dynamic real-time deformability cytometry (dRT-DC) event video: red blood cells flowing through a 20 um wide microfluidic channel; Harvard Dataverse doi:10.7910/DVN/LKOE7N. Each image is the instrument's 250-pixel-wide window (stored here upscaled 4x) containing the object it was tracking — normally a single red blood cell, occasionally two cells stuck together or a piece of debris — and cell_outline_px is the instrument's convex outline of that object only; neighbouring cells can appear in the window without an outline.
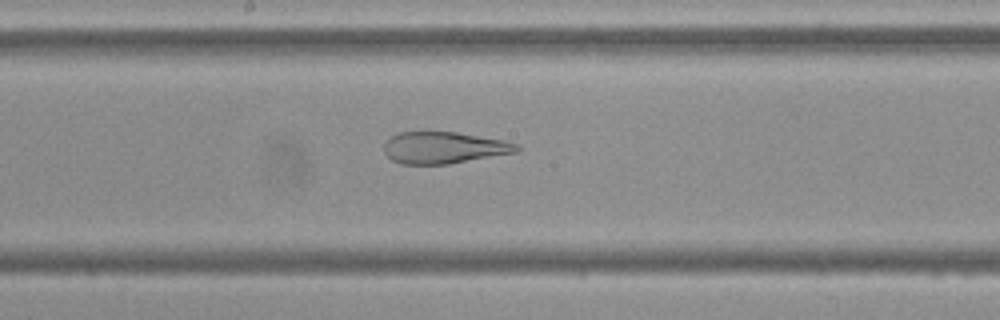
{"species": "Egyptian fruit bat (a non-hibernating species)", "species_latin": "Rousettus aegyptiacus", "temperature_condition": "cold", "stored_images_in_passage": 45, "camera_frame_rate_fps": 3000, "um_per_image_px": 0.085, "frame": {"image": 1, "passage_image": 19, "time_ms": 6.0, "image_size_px": [1000, 320], "cell_outline_px": [[524, 148], [520, 152], [448, 164], [400, 164], [392, 160], [384, 152], [384, 144], [392, 136], [400, 132], [456, 132], [504, 140], [516, 144]], "centroid_in_image_um": [37.79, 12.56], "position_along_channel_um": 210.4, "area_um2": 24.62}}
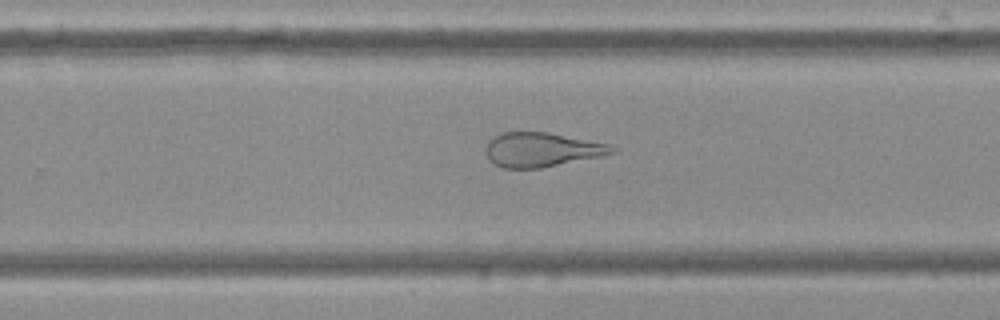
{"frame": {"image": 2, "passage_image": 25, "time_ms": 8.0, "image_size_px": [1000, 320], "cell_outline_px": [[620, 152], [540, 168], [504, 168], [488, 160], [484, 148], [488, 140], [504, 132], [548, 132], [608, 144], [620, 148]], "centroid_in_image_um": [46.06, 12.72], "position_along_channel_um": 283.7, "area_um2": 25.26}}
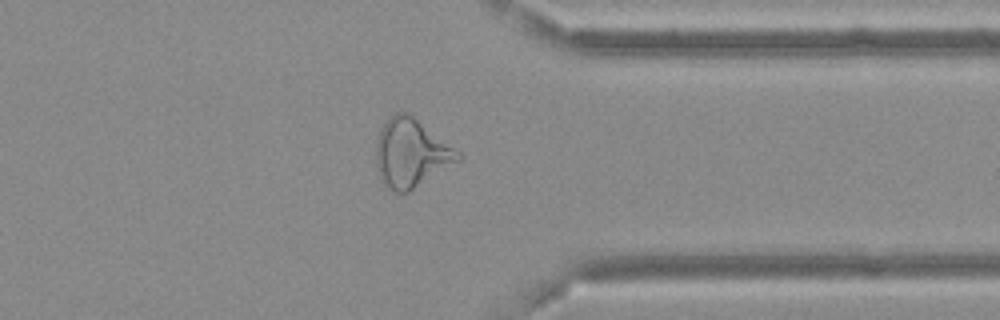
{"frame": {"image": 3, "passage_image": 33, "time_ms": 10.667, "image_size_px": [1000, 320], "cell_outline_px": [[460, 160], [408, 192], [396, 192], [384, 184], [376, 168], [376, 144], [380, 132], [384, 124], [396, 112], [408, 112], [460, 152]], "centroid_in_image_um": [34.93, 13.01], "position_along_channel_um": 376.5, "area_um2": 32.02}}